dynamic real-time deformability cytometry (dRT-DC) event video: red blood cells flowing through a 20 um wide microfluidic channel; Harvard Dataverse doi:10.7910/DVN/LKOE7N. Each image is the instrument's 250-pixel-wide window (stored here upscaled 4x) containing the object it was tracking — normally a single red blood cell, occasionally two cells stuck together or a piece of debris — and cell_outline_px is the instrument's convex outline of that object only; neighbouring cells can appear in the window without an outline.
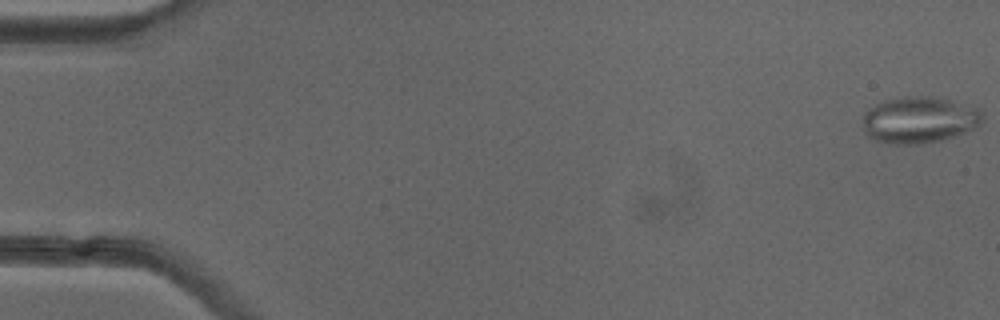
{"species": "common noctule bat (a hibernating species)", "species_latin": "Nyctalus noctula", "temperature_condition": "cold", "stored_images_in_passage": 52, "camera_frame_rate_fps": 3000, "um_per_image_px": 0.085, "animal": {"sex": "female"}, "frame": {"image": 1, "passage_image": 1, "time_ms": 0.0, "image_size_px": [1000, 320], "cell_outline_px": [[984, 120], [976, 128], [940, 140], [920, 144], [888, 144], [872, 140], [864, 132], [864, 112], [868, 108], [884, 100], [900, 96], [940, 96], [976, 108], [984, 116]], "centroid_in_image_um": [78.11, 10.18], "position_along_channel_um": 6.9, "area_um2": 32.83}}
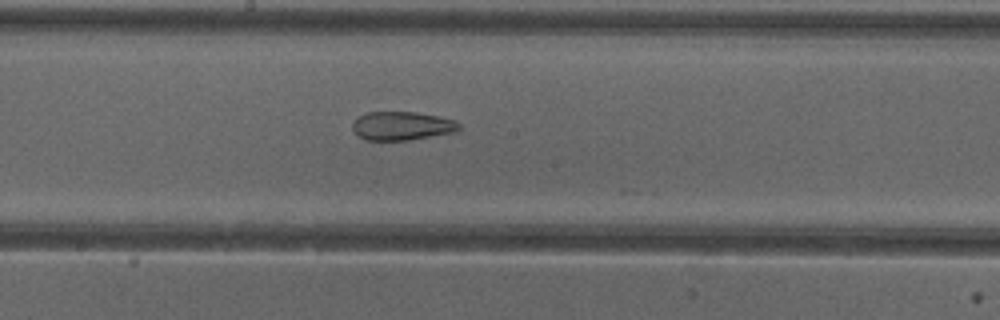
{"frame": {"image": 2, "passage_image": 28, "time_ms": 9.0, "image_size_px": [1000, 320], "cell_outline_px": [[460, 128], [452, 132], [408, 140], [364, 140], [352, 128], [352, 124], [356, 116], [368, 112], [416, 112], [440, 116], [456, 120], [460, 124]], "centroid_in_image_um": [34.14, 10.68], "position_along_channel_um": 214.1, "area_um2": 17.74}}
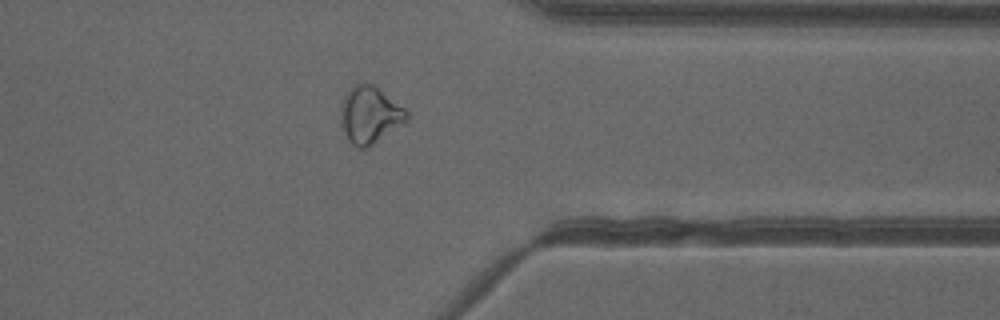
{"frame": {"image": 3, "passage_image": 41, "time_ms": 13.333, "image_size_px": [1000, 320], "cell_outline_px": [[408, 120], [368, 148], [360, 148], [352, 144], [348, 140], [340, 124], [340, 108], [352, 84], [364, 80], [372, 84], [404, 108], [408, 112]], "centroid_in_image_um": [31.41, 9.76], "position_along_channel_um": 380.0, "area_um2": 21.91}, "authors_computed_cell_mechanics": {"area_um2": 23.3801, "velocity_mm_per_s": 3.9957, "shape_relaxation_time_tau1_ms": null, "shape_relaxation_time_tau2_ms": 2.1715, "deformation_change_tau1": null, "deformation_change_tau2": 0.0991}}